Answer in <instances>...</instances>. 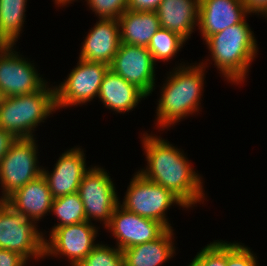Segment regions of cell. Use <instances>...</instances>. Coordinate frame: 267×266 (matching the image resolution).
Instances as JSON below:
<instances>
[{
  "label": "cell",
  "instance_id": "cell-1",
  "mask_svg": "<svg viewBox=\"0 0 267 266\" xmlns=\"http://www.w3.org/2000/svg\"><path fill=\"white\" fill-rule=\"evenodd\" d=\"M154 135L146 132L141 137L147 166L138 172L145 179L172 191L188 208L204 203L202 177L195 172L184 151Z\"/></svg>",
  "mask_w": 267,
  "mask_h": 266
},
{
  "label": "cell",
  "instance_id": "cell-2",
  "mask_svg": "<svg viewBox=\"0 0 267 266\" xmlns=\"http://www.w3.org/2000/svg\"><path fill=\"white\" fill-rule=\"evenodd\" d=\"M197 64L186 66L181 63L169 72L161 87V96L155 112L157 114L155 124L158 125L159 130L168 129L181 119L200 110L207 65L203 62Z\"/></svg>",
  "mask_w": 267,
  "mask_h": 266
},
{
  "label": "cell",
  "instance_id": "cell-3",
  "mask_svg": "<svg viewBox=\"0 0 267 266\" xmlns=\"http://www.w3.org/2000/svg\"><path fill=\"white\" fill-rule=\"evenodd\" d=\"M240 22L205 40L211 53V60L220 74L230 83L239 85L244 82L250 64L258 54L257 40L246 21Z\"/></svg>",
  "mask_w": 267,
  "mask_h": 266
},
{
  "label": "cell",
  "instance_id": "cell-4",
  "mask_svg": "<svg viewBox=\"0 0 267 266\" xmlns=\"http://www.w3.org/2000/svg\"><path fill=\"white\" fill-rule=\"evenodd\" d=\"M56 111L54 86L46 83L33 93L2 98L0 128L18 139L35 138V128Z\"/></svg>",
  "mask_w": 267,
  "mask_h": 266
},
{
  "label": "cell",
  "instance_id": "cell-5",
  "mask_svg": "<svg viewBox=\"0 0 267 266\" xmlns=\"http://www.w3.org/2000/svg\"><path fill=\"white\" fill-rule=\"evenodd\" d=\"M128 186L120 205L141 217L160 222L166 229L173 228L166 218L171 205L189 209L172 191L145 179L139 172L134 174Z\"/></svg>",
  "mask_w": 267,
  "mask_h": 266
},
{
  "label": "cell",
  "instance_id": "cell-6",
  "mask_svg": "<svg viewBox=\"0 0 267 266\" xmlns=\"http://www.w3.org/2000/svg\"><path fill=\"white\" fill-rule=\"evenodd\" d=\"M43 235L34 220L0 201V249L17 252L27 261L44 259Z\"/></svg>",
  "mask_w": 267,
  "mask_h": 266
},
{
  "label": "cell",
  "instance_id": "cell-7",
  "mask_svg": "<svg viewBox=\"0 0 267 266\" xmlns=\"http://www.w3.org/2000/svg\"><path fill=\"white\" fill-rule=\"evenodd\" d=\"M35 139H17L0 160V201H5L16 190L42 175Z\"/></svg>",
  "mask_w": 267,
  "mask_h": 266
},
{
  "label": "cell",
  "instance_id": "cell-8",
  "mask_svg": "<svg viewBox=\"0 0 267 266\" xmlns=\"http://www.w3.org/2000/svg\"><path fill=\"white\" fill-rule=\"evenodd\" d=\"M77 65L64 82L54 86L55 103L60 108L77 106L98 97L100 86L110 66L78 58Z\"/></svg>",
  "mask_w": 267,
  "mask_h": 266
},
{
  "label": "cell",
  "instance_id": "cell-9",
  "mask_svg": "<svg viewBox=\"0 0 267 266\" xmlns=\"http://www.w3.org/2000/svg\"><path fill=\"white\" fill-rule=\"evenodd\" d=\"M115 191V184L107 171L101 166H91L78 188L89 223L94 219L103 222L105 228L108 226L115 208L120 203Z\"/></svg>",
  "mask_w": 267,
  "mask_h": 266
},
{
  "label": "cell",
  "instance_id": "cell-10",
  "mask_svg": "<svg viewBox=\"0 0 267 266\" xmlns=\"http://www.w3.org/2000/svg\"><path fill=\"white\" fill-rule=\"evenodd\" d=\"M13 47L0 45V94L3 98L33 93L48 83L39 76L34 63L22 58Z\"/></svg>",
  "mask_w": 267,
  "mask_h": 266
},
{
  "label": "cell",
  "instance_id": "cell-11",
  "mask_svg": "<svg viewBox=\"0 0 267 266\" xmlns=\"http://www.w3.org/2000/svg\"><path fill=\"white\" fill-rule=\"evenodd\" d=\"M98 228L88 221L51 229L44 240V258L65 256L71 266H77L97 245Z\"/></svg>",
  "mask_w": 267,
  "mask_h": 266
},
{
  "label": "cell",
  "instance_id": "cell-12",
  "mask_svg": "<svg viewBox=\"0 0 267 266\" xmlns=\"http://www.w3.org/2000/svg\"><path fill=\"white\" fill-rule=\"evenodd\" d=\"M155 66L147 47L121 43L110 69L149 96L155 90Z\"/></svg>",
  "mask_w": 267,
  "mask_h": 266
},
{
  "label": "cell",
  "instance_id": "cell-13",
  "mask_svg": "<svg viewBox=\"0 0 267 266\" xmlns=\"http://www.w3.org/2000/svg\"><path fill=\"white\" fill-rule=\"evenodd\" d=\"M106 229L112 232L116 239V247L121 251L156 240L167 230L160 222L130 212L120 203L115 208Z\"/></svg>",
  "mask_w": 267,
  "mask_h": 266
},
{
  "label": "cell",
  "instance_id": "cell-14",
  "mask_svg": "<svg viewBox=\"0 0 267 266\" xmlns=\"http://www.w3.org/2000/svg\"><path fill=\"white\" fill-rule=\"evenodd\" d=\"M83 149L71 148L62 153L51 172L42 168L53 198L78 192L80 182L91 169L86 167Z\"/></svg>",
  "mask_w": 267,
  "mask_h": 266
},
{
  "label": "cell",
  "instance_id": "cell-15",
  "mask_svg": "<svg viewBox=\"0 0 267 266\" xmlns=\"http://www.w3.org/2000/svg\"><path fill=\"white\" fill-rule=\"evenodd\" d=\"M247 14L243 0H200L198 29L203 41L240 23Z\"/></svg>",
  "mask_w": 267,
  "mask_h": 266
},
{
  "label": "cell",
  "instance_id": "cell-16",
  "mask_svg": "<svg viewBox=\"0 0 267 266\" xmlns=\"http://www.w3.org/2000/svg\"><path fill=\"white\" fill-rule=\"evenodd\" d=\"M120 45L118 19H99L82 42L79 58L110 66Z\"/></svg>",
  "mask_w": 267,
  "mask_h": 266
},
{
  "label": "cell",
  "instance_id": "cell-17",
  "mask_svg": "<svg viewBox=\"0 0 267 266\" xmlns=\"http://www.w3.org/2000/svg\"><path fill=\"white\" fill-rule=\"evenodd\" d=\"M53 197L43 175L30 181L11 194L5 202L15 211L36 223L50 213Z\"/></svg>",
  "mask_w": 267,
  "mask_h": 266
},
{
  "label": "cell",
  "instance_id": "cell-18",
  "mask_svg": "<svg viewBox=\"0 0 267 266\" xmlns=\"http://www.w3.org/2000/svg\"><path fill=\"white\" fill-rule=\"evenodd\" d=\"M200 0H162L156 10L162 28L186 41L198 26Z\"/></svg>",
  "mask_w": 267,
  "mask_h": 266
},
{
  "label": "cell",
  "instance_id": "cell-19",
  "mask_svg": "<svg viewBox=\"0 0 267 266\" xmlns=\"http://www.w3.org/2000/svg\"><path fill=\"white\" fill-rule=\"evenodd\" d=\"M98 98L107 109L124 114L133 111L147 95L109 69L103 78Z\"/></svg>",
  "mask_w": 267,
  "mask_h": 266
},
{
  "label": "cell",
  "instance_id": "cell-20",
  "mask_svg": "<svg viewBox=\"0 0 267 266\" xmlns=\"http://www.w3.org/2000/svg\"><path fill=\"white\" fill-rule=\"evenodd\" d=\"M174 230L167 229L159 238L122 250L124 266H161L175 254Z\"/></svg>",
  "mask_w": 267,
  "mask_h": 266
},
{
  "label": "cell",
  "instance_id": "cell-21",
  "mask_svg": "<svg viewBox=\"0 0 267 266\" xmlns=\"http://www.w3.org/2000/svg\"><path fill=\"white\" fill-rule=\"evenodd\" d=\"M121 43L147 47L161 27L156 11L127 9L118 18Z\"/></svg>",
  "mask_w": 267,
  "mask_h": 266
},
{
  "label": "cell",
  "instance_id": "cell-22",
  "mask_svg": "<svg viewBox=\"0 0 267 266\" xmlns=\"http://www.w3.org/2000/svg\"><path fill=\"white\" fill-rule=\"evenodd\" d=\"M27 0H0V45H16L25 22Z\"/></svg>",
  "mask_w": 267,
  "mask_h": 266
},
{
  "label": "cell",
  "instance_id": "cell-23",
  "mask_svg": "<svg viewBox=\"0 0 267 266\" xmlns=\"http://www.w3.org/2000/svg\"><path fill=\"white\" fill-rule=\"evenodd\" d=\"M50 212L54 213L59 221L52 229L87 221L78 192L54 198Z\"/></svg>",
  "mask_w": 267,
  "mask_h": 266
},
{
  "label": "cell",
  "instance_id": "cell-24",
  "mask_svg": "<svg viewBox=\"0 0 267 266\" xmlns=\"http://www.w3.org/2000/svg\"><path fill=\"white\" fill-rule=\"evenodd\" d=\"M185 42L186 40L177 33L160 27L151 38L147 48L155 63L159 60L168 62L183 48Z\"/></svg>",
  "mask_w": 267,
  "mask_h": 266
},
{
  "label": "cell",
  "instance_id": "cell-25",
  "mask_svg": "<svg viewBox=\"0 0 267 266\" xmlns=\"http://www.w3.org/2000/svg\"><path fill=\"white\" fill-rule=\"evenodd\" d=\"M106 245L97 243L77 266H124L122 251Z\"/></svg>",
  "mask_w": 267,
  "mask_h": 266
},
{
  "label": "cell",
  "instance_id": "cell-26",
  "mask_svg": "<svg viewBox=\"0 0 267 266\" xmlns=\"http://www.w3.org/2000/svg\"><path fill=\"white\" fill-rule=\"evenodd\" d=\"M248 246L226 241V266H258L257 256Z\"/></svg>",
  "mask_w": 267,
  "mask_h": 266
},
{
  "label": "cell",
  "instance_id": "cell-27",
  "mask_svg": "<svg viewBox=\"0 0 267 266\" xmlns=\"http://www.w3.org/2000/svg\"><path fill=\"white\" fill-rule=\"evenodd\" d=\"M77 1V0H76ZM99 19H118L128 9L129 0H85Z\"/></svg>",
  "mask_w": 267,
  "mask_h": 266
},
{
  "label": "cell",
  "instance_id": "cell-28",
  "mask_svg": "<svg viewBox=\"0 0 267 266\" xmlns=\"http://www.w3.org/2000/svg\"><path fill=\"white\" fill-rule=\"evenodd\" d=\"M205 266H226V242L215 240L204 247Z\"/></svg>",
  "mask_w": 267,
  "mask_h": 266
},
{
  "label": "cell",
  "instance_id": "cell-29",
  "mask_svg": "<svg viewBox=\"0 0 267 266\" xmlns=\"http://www.w3.org/2000/svg\"><path fill=\"white\" fill-rule=\"evenodd\" d=\"M27 260L17 252L0 249V266H25Z\"/></svg>",
  "mask_w": 267,
  "mask_h": 266
},
{
  "label": "cell",
  "instance_id": "cell-30",
  "mask_svg": "<svg viewBox=\"0 0 267 266\" xmlns=\"http://www.w3.org/2000/svg\"><path fill=\"white\" fill-rule=\"evenodd\" d=\"M162 0H129L128 9L131 11H156Z\"/></svg>",
  "mask_w": 267,
  "mask_h": 266
},
{
  "label": "cell",
  "instance_id": "cell-31",
  "mask_svg": "<svg viewBox=\"0 0 267 266\" xmlns=\"http://www.w3.org/2000/svg\"><path fill=\"white\" fill-rule=\"evenodd\" d=\"M243 3L248 14L260 13V16L267 18V0H243Z\"/></svg>",
  "mask_w": 267,
  "mask_h": 266
},
{
  "label": "cell",
  "instance_id": "cell-32",
  "mask_svg": "<svg viewBox=\"0 0 267 266\" xmlns=\"http://www.w3.org/2000/svg\"><path fill=\"white\" fill-rule=\"evenodd\" d=\"M17 139L18 138L10 132L0 128V160L6 155Z\"/></svg>",
  "mask_w": 267,
  "mask_h": 266
},
{
  "label": "cell",
  "instance_id": "cell-33",
  "mask_svg": "<svg viewBox=\"0 0 267 266\" xmlns=\"http://www.w3.org/2000/svg\"><path fill=\"white\" fill-rule=\"evenodd\" d=\"M188 266H205L204 265V248H202Z\"/></svg>",
  "mask_w": 267,
  "mask_h": 266
}]
</instances>
